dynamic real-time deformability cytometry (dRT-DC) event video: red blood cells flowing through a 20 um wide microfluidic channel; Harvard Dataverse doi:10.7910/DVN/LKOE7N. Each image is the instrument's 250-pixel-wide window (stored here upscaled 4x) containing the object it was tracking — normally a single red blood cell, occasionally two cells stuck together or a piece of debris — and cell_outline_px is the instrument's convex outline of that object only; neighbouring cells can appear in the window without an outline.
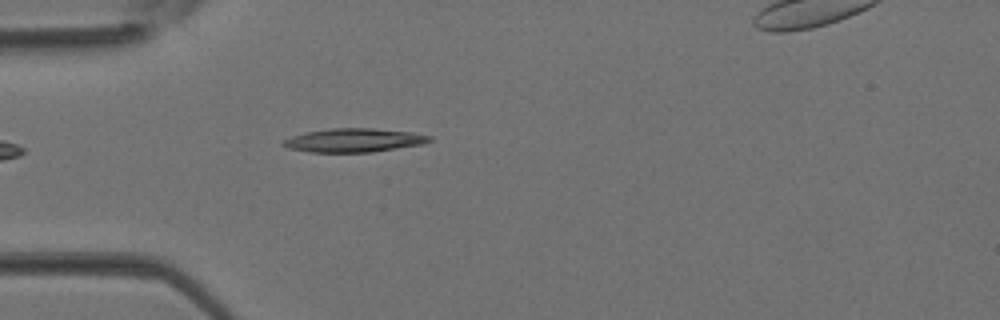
{"species": "Egyptian fruit bat (a non-hibernating species)", "species_latin": "Rousettus aegyptiacus", "temperature_condition": "room temperature", "stored_images_in_passage": 3, "camera_frame_rate_fps": 3000, "um_per_image_px": 0.085, "animal": {"sex": "female"}, "frame": {"image": 1, "passage_image": 2, "time_ms": 0.333, "image_size_px": [1000, 320], "cell_outline_px": [[432, 140], [424, 144], [372, 152], [308, 152], [288, 148], [280, 144], [284, 140], [292, 136], [308, 132], [332, 128], [372, 128], [412, 132], [432, 136]], "centroid_in_image_um": [30.11, 11.92], "position_along_channel_um": 54.9, "area_um2": 20.17}}